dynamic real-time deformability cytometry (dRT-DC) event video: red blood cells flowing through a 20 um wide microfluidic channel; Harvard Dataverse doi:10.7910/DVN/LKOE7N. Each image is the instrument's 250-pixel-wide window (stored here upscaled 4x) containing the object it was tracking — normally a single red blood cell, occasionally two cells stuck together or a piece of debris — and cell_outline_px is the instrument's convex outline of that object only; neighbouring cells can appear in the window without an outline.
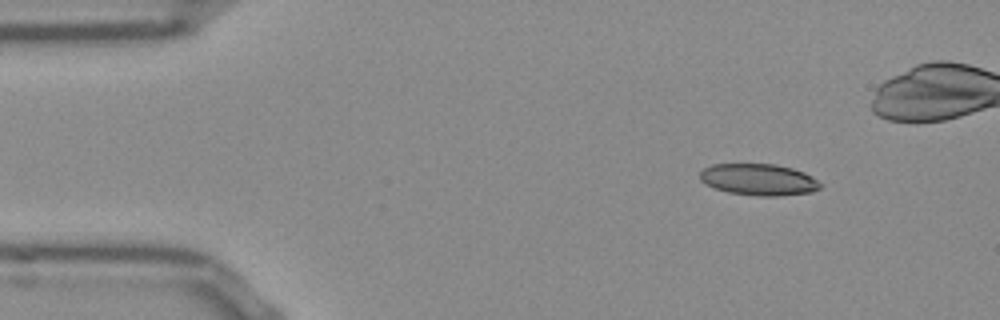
{"species": "Egyptian fruit bat (a non-hibernating species)", "species_latin": "Rousettus aegyptiacus", "temperature_condition": "room temperature", "stored_images_in_passage": 44, "camera_frame_rate_fps": 3000, "um_per_image_px": 0.085, "frame": {"image": 1, "passage_image": 1, "time_ms": 0.0, "image_size_px": [1000, 320], "cell_outline_px": [[824, 184], [820, 188], [812, 192], [776, 196], [760, 196], [728, 192], [704, 184], [700, 180], [700, 172], [704, 168], [712, 164], [776, 164], [792, 168], [804, 172], [812, 176]], "centroid_in_image_um": [64.51, 15.26], "position_along_channel_um": 20.5, "area_um2": 22.25}}
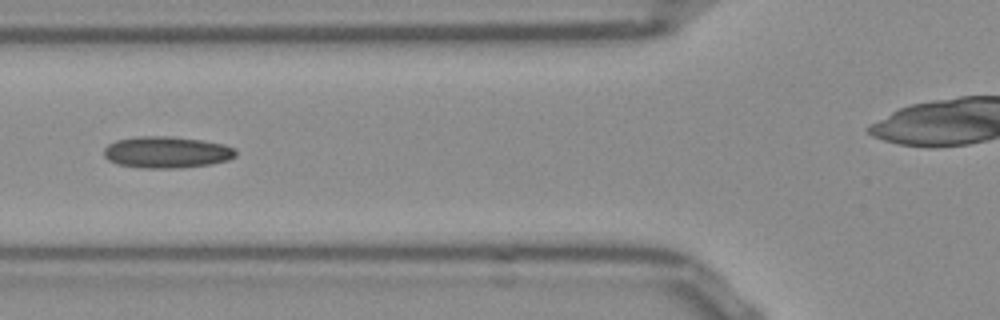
{"frame": {"image": 2, "passage_image": 14, "time_ms": 4.333, "image_size_px": [1000, 320], "cell_outline_px": [[236, 156], [228, 160], [212, 164], [180, 168], [140, 168], [116, 164], [108, 160], [104, 156], [104, 148], [108, 144], [116, 140], [136, 136], [172, 136], [200, 140], [224, 144], [236, 148]], "centroid_in_image_um": [14.16, 12.94], "position_along_channel_um": 111.6, "area_um2": 24.57}}
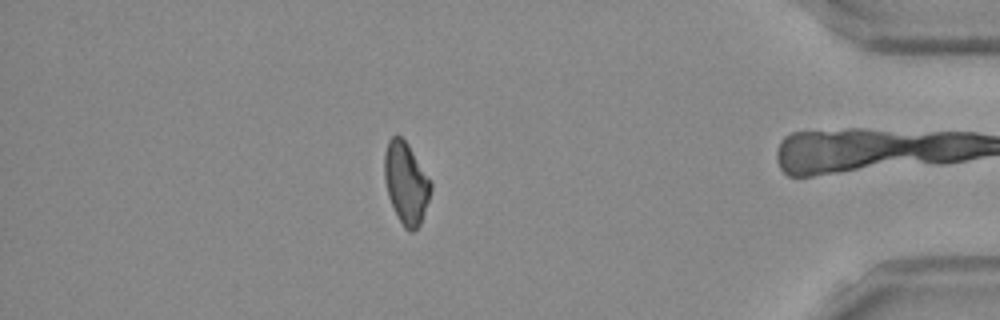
{"frame": {"image": 3, "passage_image": 40, "time_ms": 13.0, "image_size_px": [1000, 320], "cell_outline_px": [[432, 188], [420, 224], [412, 232], [408, 232], [404, 228], [388, 196], [384, 180], [384, 152], [388, 140], [392, 136], [400, 136], [408, 144], [432, 184]], "centroid_in_image_um": [34.49, 15.55], "position_along_channel_um": 400.7, "area_um2": 21.73}, "authors_computed_cell_mechanics": {"area_um2": 22.6576, "velocity_mm_per_s": 3.8517, "shape_relaxation_time_tau1_ms": null, "shape_relaxation_time_tau2_ms": 9.5231, "deformation_change_tau1": null, "deformation_change_tau2": 0.1847}}